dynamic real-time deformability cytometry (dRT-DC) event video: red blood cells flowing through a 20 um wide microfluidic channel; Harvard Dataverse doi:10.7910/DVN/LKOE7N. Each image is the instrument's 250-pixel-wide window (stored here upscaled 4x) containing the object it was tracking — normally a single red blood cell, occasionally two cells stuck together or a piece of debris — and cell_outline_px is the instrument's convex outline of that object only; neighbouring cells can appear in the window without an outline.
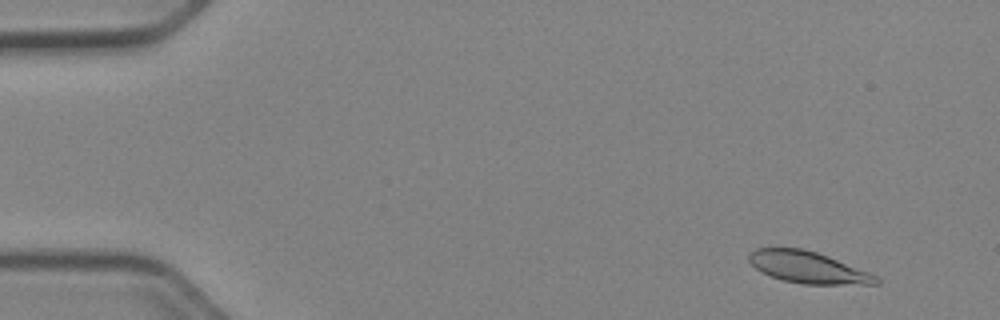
{"species": "Egyptian fruit bat (a non-hibernating species)", "species_latin": "Rousettus aegyptiacus", "temperature_condition": "cold", "stored_images_in_passage": 52, "camera_frame_rate_fps": 3000, "um_per_image_px": 0.085, "animal": {"sex": "female"}, "frame": {"image": 1, "passage_image": 5, "time_ms": 1.333, "image_size_px": [1000, 320], "cell_outline_px": [[880, 284], [804, 284], [784, 280], [772, 276], [756, 268], [748, 260], [748, 256], [756, 248], [804, 248], [828, 256], [868, 272], [876, 276], [880, 280]], "centroid_in_image_um": [68.69, 22.72], "position_along_channel_um": 16.3, "area_um2": 23.06}}
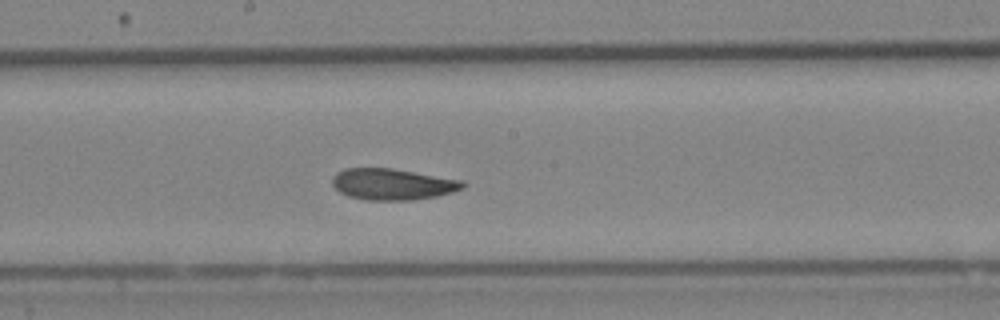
{"frame": {"image": 2, "passage_image": 29, "time_ms": 9.333, "image_size_px": [1000, 320], "cell_outline_px": [[468, 184], [464, 188], [452, 192], [436, 196], [412, 200], [368, 200], [348, 196], [340, 192], [332, 184], [332, 176], [336, 172], [344, 168], [392, 168], [464, 180]], "centroid_in_image_um": [33.38, 15.65], "position_along_channel_um": 214.8, "area_um2": 23.99}}
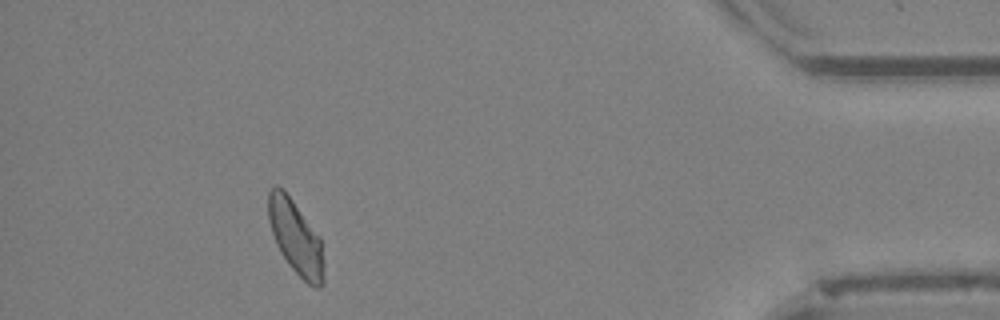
{"frame": {"image": 3, "passage_image": 48, "time_ms": 15.667, "image_size_px": [1000, 320], "cell_outline_px": [[324, 284], [320, 288], [316, 288], [308, 284], [288, 264], [280, 252], [276, 244], [268, 220], [268, 192], [276, 184], [292, 200], [320, 236], [324, 244]], "centroid_in_image_um": [25.18, 20.23], "position_along_channel_um": 410.0, "area_um2": 24.1}, "authors_computed_cell_mechanics": {"area_um2": 24.0159, "velocity_mm_per_s": 3.924, "shape_relaxation_time_tau1_ms": 3.7819, "shape_relaxation_time_tau2_ms": 2.7751, "deformation_change_tau1": 0.1111, "deformation_change_tau2": 0.0733}}